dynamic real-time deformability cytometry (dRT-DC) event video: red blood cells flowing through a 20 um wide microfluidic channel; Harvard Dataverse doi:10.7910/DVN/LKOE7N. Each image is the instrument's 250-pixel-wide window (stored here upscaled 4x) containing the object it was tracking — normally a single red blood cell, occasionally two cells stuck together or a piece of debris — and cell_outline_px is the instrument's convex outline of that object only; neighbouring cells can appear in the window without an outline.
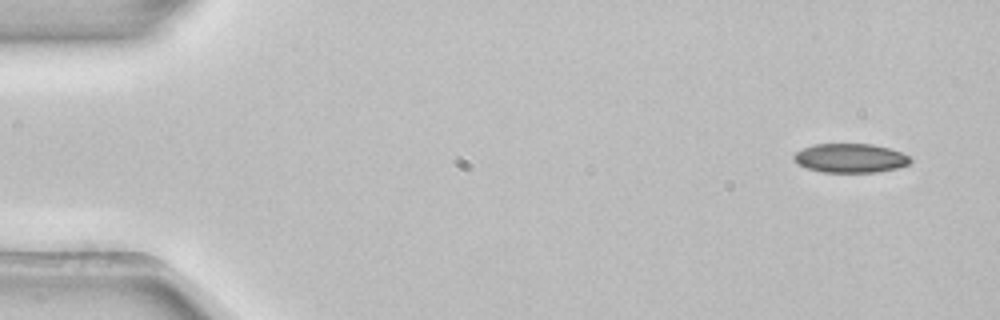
{"species": "common noctule bat (a hibernating species)", "species_latin": "Nyctalus noctula", "temperature_condition": "room temperature", "stored_images_in_passage": 4, "camera_frame_rate_fps": 3000, "um_per_image_px": 0.085, "animal": {"sex": "female", "body_mass_g": 22.7, "forearm_length_mm": 54.2}, "frame": {"image": 1, "passage_image": 1, "time_ms": 0.0, "image_size_px": [1000, 320], "cell_outline_px": [[912, 160], [908, 164], [896, 168], [876, 172], [820, 172], [808, 168], [800, 164], [792, 156], [796, 152], [812, 144], [872, 144], [888, 148], [900, 152], [908, 156]], "centroid_in_image_um": [72.27, 13.43], "position_along_channel_um": 12.7, "area_um2": 19.48}}
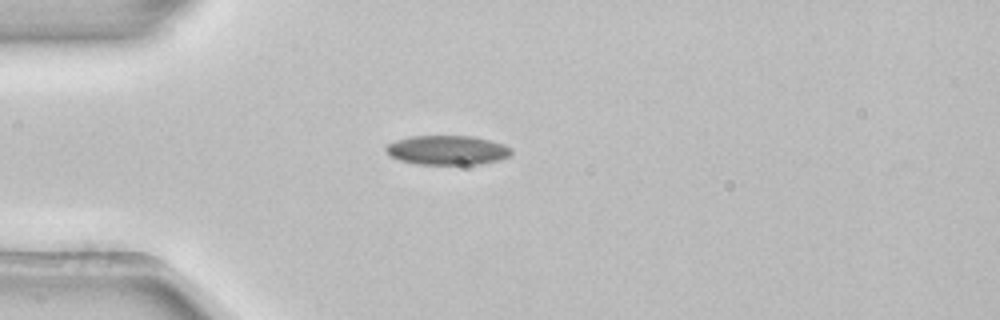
{"frame": {"image": 2, "passage_image": 4, "time_ms": 1.0, "image_size_px": [1000, 320], "cell_outline_px": [[512, 152], [508, 156], [496, 160], [476, 164], [416, 164], [400, 160], [392, 156], [384, 148], [388, 144], [396, 140], [412, 136], [472, 136], [492, 140], [504, 144], [512, 148]], "centroid_in_image_um": [38.03, 12.75], "position_along_channel_um": 47.0, "area_um2": 21.27}}